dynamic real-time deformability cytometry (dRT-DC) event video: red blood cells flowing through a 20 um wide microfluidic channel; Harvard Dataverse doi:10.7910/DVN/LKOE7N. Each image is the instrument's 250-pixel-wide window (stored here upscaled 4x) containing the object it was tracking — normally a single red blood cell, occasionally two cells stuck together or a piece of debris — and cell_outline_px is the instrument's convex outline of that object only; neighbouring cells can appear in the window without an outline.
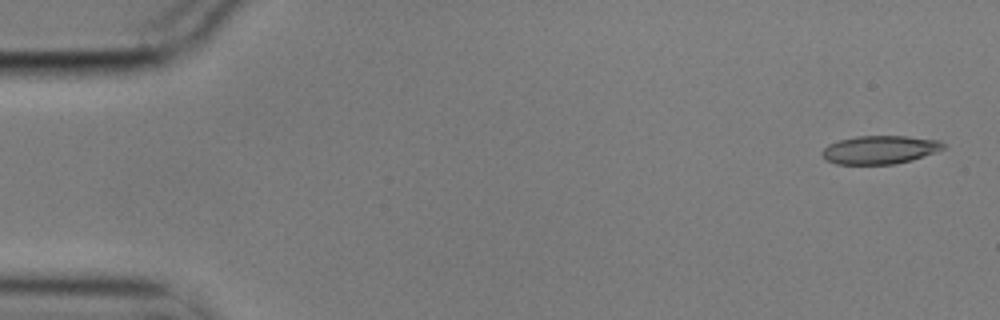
{"species": "common noctule bat (a hibernating species)", "species_latin": "Nyctalus noctula", "temperature_condition": "cold", "stored_images_in_passage": 5, "camera_frame_rate_fps": 3000, "um_per_image_px": 0.085, "animal": {"sex": "male", "body_mass_g": 17.9}, "frame": {"image": 1, "passage_image": 1, "time_ms": 0.0, "image_size_px": [1000, 320], "cell_outline_px": [[944, 148], [936, 152], [912, 160], [896, 164], [836, 164], [828, 160], [820, 152], [828, 144], [840, 140], [856, 136], [908, 136], [940, 140], [944, 144]], "centroid_in_image_um": [74.81, 12.72], "position_along_channel_um": 10.2, "area_um2": 20.0}}
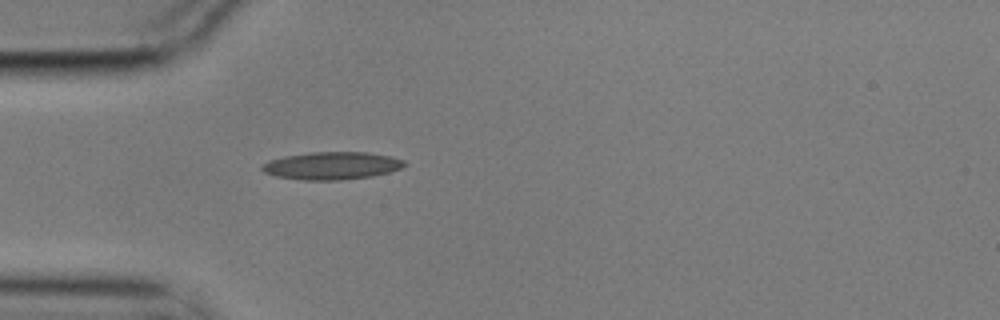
{"frame": {"image": 2, "passage_image": 5, "time_ms": 1.333, "image_size_px": [1000, 320], "cell_outline_px": [[408, 164], [400, 168], [388, 172], [372, 176], [340, 180], [304, 180], [276, 176], [264, 172], [260, 168], [268, 160], [284, 156], [312, 152], [364, 152], [392, 156], [404, 160]], "centroid_in_image_um": [28.21, 14.08], "position_along_channel_um": 56.8, "area_um2": 22.89}}